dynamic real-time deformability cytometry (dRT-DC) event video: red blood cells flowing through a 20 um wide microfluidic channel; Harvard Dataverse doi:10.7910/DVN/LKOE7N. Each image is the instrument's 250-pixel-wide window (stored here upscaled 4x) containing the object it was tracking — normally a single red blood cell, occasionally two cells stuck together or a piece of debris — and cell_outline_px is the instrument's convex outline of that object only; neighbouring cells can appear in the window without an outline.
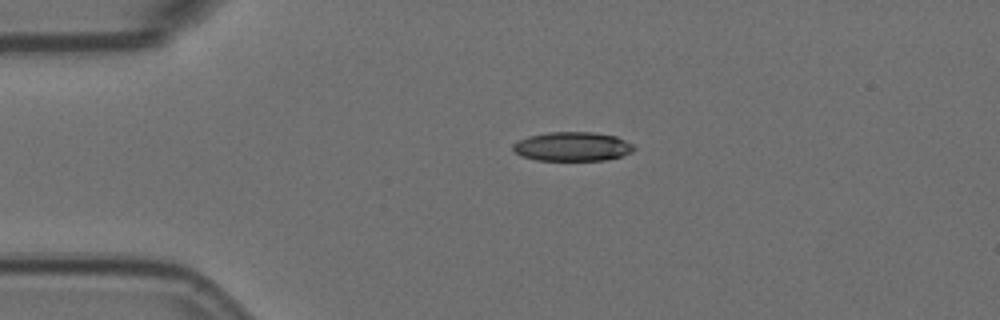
{"species": "Egyptian fruit bat (a non-hibernating species)", "species_latin": "Rousettus aegyptiacus", "temperature_condition": "room temperature", "stored_images_in_passage": 2, "camera_frame_rate_fps": 3000, "um_per_image_px": 0.085, "animal": {"sex": "female"}, "frame": {"image": 1, "passage_image": 1, "time_ms": 0.0, "image_size_px": [1000, 320], "cell_outline_px": [[636, 148], [632, 152], [620, 156], [604, 160], [536, 160], [520, 156], [512, 148], [512, 144], [528, 136], [548, 132], [592, 132], [616, 136], [636, 144]], "centroid_in_image_um": [48.68, 12.45], "position_along_channel_um": 36.3, "area_um2": 20.63}}